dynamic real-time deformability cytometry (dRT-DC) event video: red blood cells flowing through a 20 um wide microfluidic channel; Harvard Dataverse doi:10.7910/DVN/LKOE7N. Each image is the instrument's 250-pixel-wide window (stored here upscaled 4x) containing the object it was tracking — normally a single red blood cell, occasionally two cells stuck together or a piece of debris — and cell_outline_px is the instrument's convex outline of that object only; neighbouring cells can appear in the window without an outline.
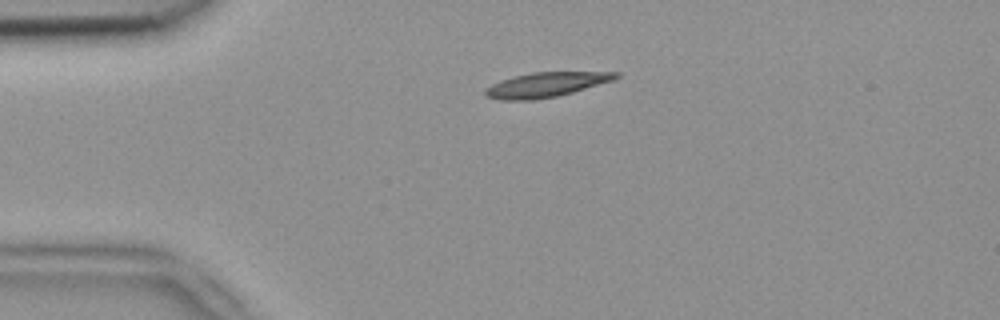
{"species": "common noctule bat (a hibernating species)", "species_latin": "Nyctalus noctula", "temperature_condition": "room temperature", "stored_images_in_passage": 2, "camera_frame_rate_fps": 3000, "um_per_image_px": 0.085, "animal": {"sex": "female", "body_mass_g": 18.4}, "frame": {"image": 1, "passage_image": 1, "time_ms": 0.0, "image_size_px": [1000, 320], "cell_outline_px": [[620, 76], [612, 80], [572, 92], [556, 96], [532, 100], [500, 100], [484, 96], [484, 92], [492, 84], [500, 80], [532, 72], [620, 72]], "centroid_in_image_um": [46.38, 7.2], "position_along_channel_um": 38.6, "area_um2": 18.5}}